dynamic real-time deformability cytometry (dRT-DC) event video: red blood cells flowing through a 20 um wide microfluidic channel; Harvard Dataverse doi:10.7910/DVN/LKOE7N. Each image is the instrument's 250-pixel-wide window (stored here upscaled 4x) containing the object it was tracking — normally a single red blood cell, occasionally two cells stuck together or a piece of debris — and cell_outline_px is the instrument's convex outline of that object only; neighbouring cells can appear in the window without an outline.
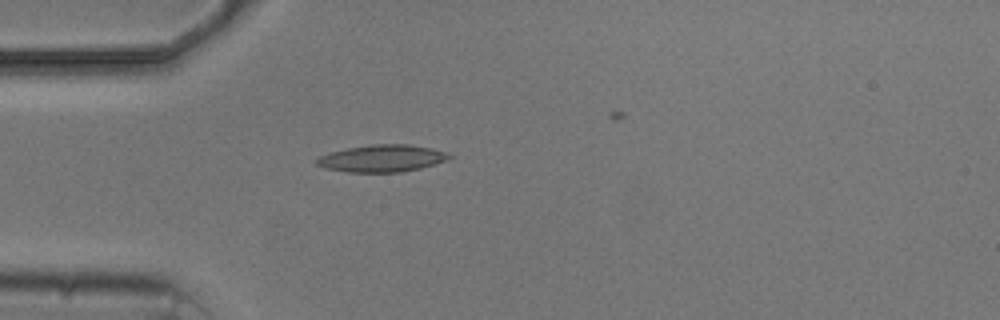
{"species": "common noctule bat (a hibernating species)", "species_latin": "Nyctalus noctula", "temperature_condition": "cold", "stored_images_in_passage": 4, "camera_frame_rate_fps": 3000, "um_per_image_px": 0.085, "animal": {"sex": "male", "body_mass_g": 20.5, "forearm_length_mm": 52.5}, "frame": {"image": 1, "passage_image": 4, "time_ms": 4.667, "image_size_px": [1000, 320], "cell_outline_px": [[452, 156], [448, 160], [420, 168], [400, 172], [348, 172], [328, 168], [316, 164], [316, 160], [320, 156], [332, 152], [348, 148], [372, 144], [408, 144], [432, 148], [444, 152]], "centroid_in_image_um": [32.5, 13.46], "position_along_channel_um": 52.5, "area_um2": 20.63}}